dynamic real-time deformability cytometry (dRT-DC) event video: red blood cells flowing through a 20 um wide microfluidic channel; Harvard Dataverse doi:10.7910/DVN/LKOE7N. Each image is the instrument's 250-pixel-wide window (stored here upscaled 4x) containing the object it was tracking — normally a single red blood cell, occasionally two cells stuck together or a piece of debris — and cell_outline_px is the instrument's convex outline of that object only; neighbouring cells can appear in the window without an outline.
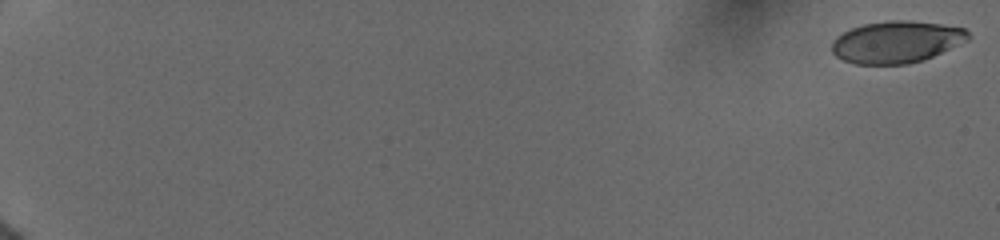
{"species": "human", "species_latin": "Homo sapiens", "temperature_condition": "cold", "stored_images_in_passage": 8, "camera_frame_rate_fps": 3000, "um_per_image_px": 0.085, "donor": {"sex": "female"}, "frame": {"image": 1, "passage_image": 1, "time_ms": 0.0, "image_size_px": [1000, 240], "cell_outline_px": [[972, 36], [968, 40], [924, 60], [908, 64], [856, 64], [844, 60], [836, 56], [832, 52], [832, 44], [836, 36], [852, 28], [864, 24], [888, 20], [908, 20], [940, 24], [964, 28]], "centroid_in_image_um": [76.21, 3.56], "position_along_channel_um": 8.8, "area_um2": 33.23}}